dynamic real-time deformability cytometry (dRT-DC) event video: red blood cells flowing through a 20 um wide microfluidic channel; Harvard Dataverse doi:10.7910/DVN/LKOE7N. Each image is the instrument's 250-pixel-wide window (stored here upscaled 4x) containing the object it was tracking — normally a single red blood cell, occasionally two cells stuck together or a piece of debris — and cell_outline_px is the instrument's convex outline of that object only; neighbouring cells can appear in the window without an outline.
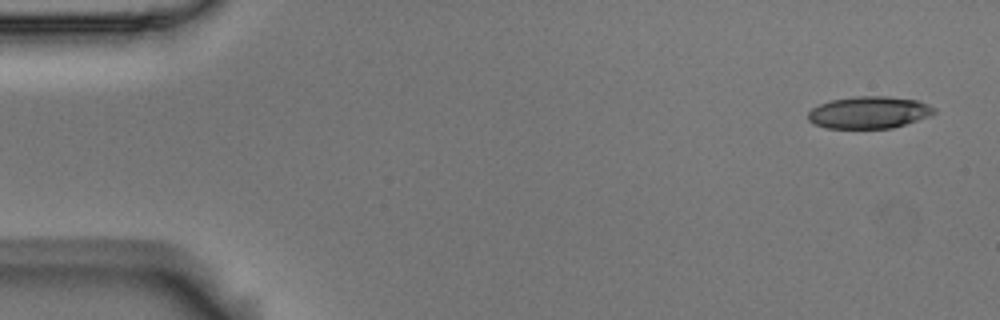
{"species": "Egyptian fruit bat (a non-hibernating species)", "species_latin": "Rousettus aegyptiacus", "temperature_condition": "room temperature", "stored_images_in_passage": 9, "camera_frame_rate_fps": 3000, "um_per_image_px": 0.085, "animal": {"sex": "male"}, "frame": {"image": 1, "passage_image": 1, "time_ms": 0.0, "image_size_px": [1000, 320], "cell_outline_px": [[936, 112], [928, 116], [892, 128], [828, 128], [816, 124], [808, 120], [808, 112], [812, 108], [820, 104], [832, 100], [852, 96], [888, 96], [916, 100], [928, 104], [936, 108]], "centroid_in_image_um": [73.86, 9.54], "position_along_channel_um": 11.1, "area_um2": 23.41}}
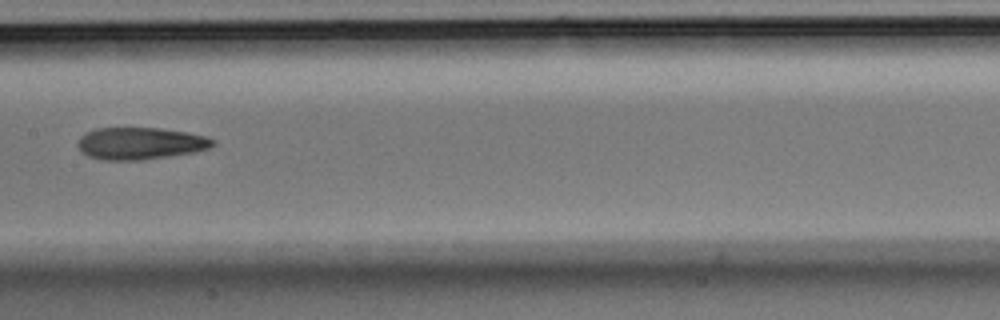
{"frame": {"image": 2, "passage_image": 7, "time_ms": 2.0, "image_size_px": [1000, 320], "cell_outline_px": [[216, 144], [208, 148], [196, 152], [140, 160], [104, 160], [88, 156], [80, 152], [80, 136], [96, 128], [160, 128], [188, 132], [208, 136], [216, 140]], "centroid_in_image_um": [11.99, 12.18], "position_along_channel_um": 195.4, "area_um2": 25.26}}
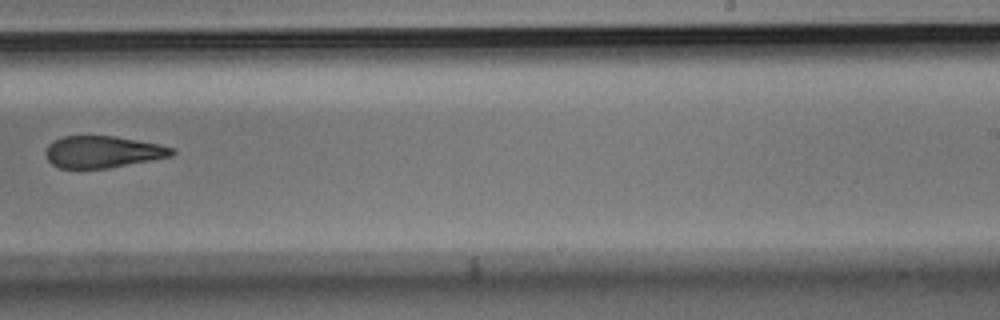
{"frame": {"image": 3, "passage_image": 9, "time_ms": 2.667, "image_size_px": [1000, 320], "cell_outline_px": [[176, 152], [172, 156], [108, 168], [60, 168], [52, 164], [48, 160], [44, 152], [48, 144], [64, 136], [116, 136], [160, 144], [176, 148]], "centroid_in_image_um": [8.76, 12.9], "position_along_channel_um": 280.2, "area_um2": 23.47}}